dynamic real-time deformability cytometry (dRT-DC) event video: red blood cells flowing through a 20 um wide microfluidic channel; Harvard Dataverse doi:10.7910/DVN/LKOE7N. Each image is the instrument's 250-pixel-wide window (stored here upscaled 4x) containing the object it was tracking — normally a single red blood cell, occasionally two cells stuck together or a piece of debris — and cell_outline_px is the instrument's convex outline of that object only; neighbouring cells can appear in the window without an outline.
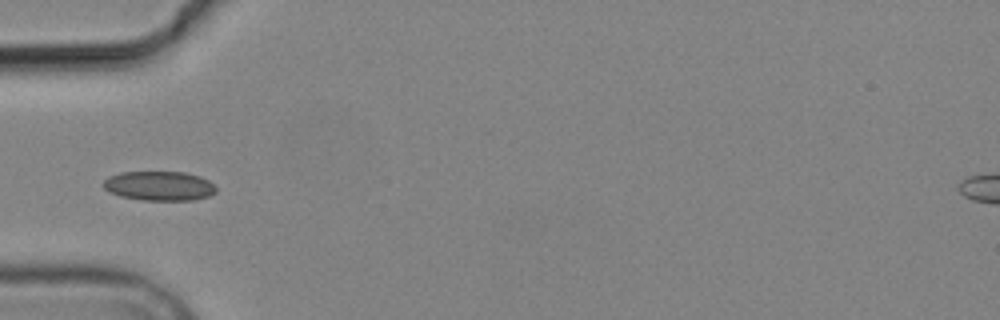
{"species": "common noctule bat (a hibernating species)", "species_latin": "Nyctalus noctula", "temperature_condition": "cold", "stored_images_in_passage": 5, "camera_frame_rate_fps": 3000, "um_per_image_px": 0.085, "animal": {"sex": "male", "body_mass_g": 19.2, "forearm_length_mm": 51.8}, "frame": {"image": 1, "passage_image": 5, "time_ms": 5.333, "image_size_px": [1000, 320], "cell_outline_px": [[216, 192], [208, 196], [192, 200], [144, 200], [120, 196], [108, 192], [100, 184], [108, 176], [120, 172], [184, 172], [200, 176], [208, 180], [216, 188]], "centroid_in_image_um": [13.49, 15.8], "position_along_channel_um": 71.5, "area_um2": 19.42}}